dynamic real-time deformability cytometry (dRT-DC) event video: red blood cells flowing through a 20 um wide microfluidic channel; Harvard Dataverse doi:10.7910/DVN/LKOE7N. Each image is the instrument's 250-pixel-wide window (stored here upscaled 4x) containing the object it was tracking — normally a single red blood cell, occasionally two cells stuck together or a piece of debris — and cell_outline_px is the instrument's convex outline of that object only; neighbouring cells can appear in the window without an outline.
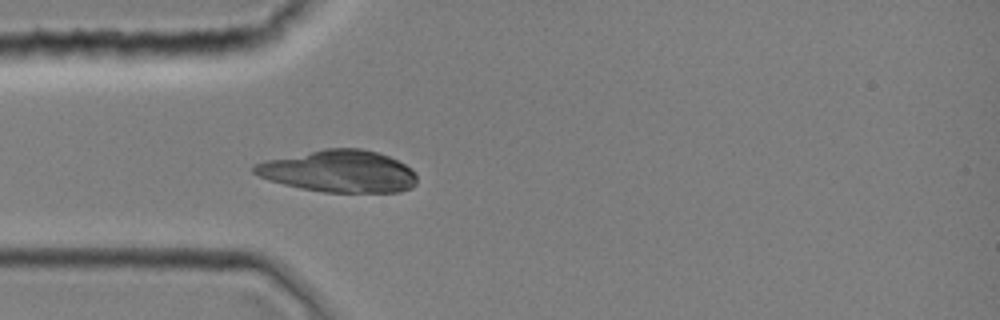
{"species": "common noctule bat (a hibernating species)", "species_latin": "Nyctalus noctula", "temperature_condition": "room temperature", "stored_images_in_passage": 31, "camera_frame_rate_fps": 3000, "um_per_image_px": 0.085, "animal": {"sex": "female", "body_mass_g": 19.0, "forearm_length_mm": 51.5}, "frame": {"image": 1, "passage_image": 5, "time_ms": 1.333, "image_size_px": [1000, 320], "cell_outline_px": [[416, 184], [412, 188], [400, 192], [324, 192], [300, 188], [268, 180], [252, 172], [252, 164], [264, 160], [324, 148], [360, 148], [376, 152], [388, 156], [412, 168], [416, 172]], "centroid_in_image_um": [28.8, 14.56], "position_along_channel_um": 56.2, "area_um2": 40.11}}
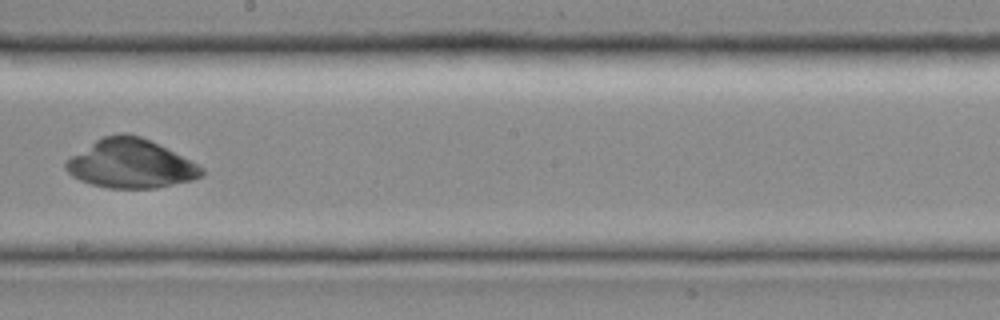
{"frame": {"image": 2, "passage_image": 16, "time_ms": 5.0, "image_size_px": [1000, 320], "cell_outline_px": [[204, 176], [192, 180], [156, 188], [108, 188], [92, 184], [80, 180], [72, 176], [64, 168], [64, 164], [72, 156], [96, 140], [104, 136], [120, 132], [128, 132], [140, 136], [204, 168]], "centroid_in_image_um": [11.09, 13.92], "position_along_channel_um": 237.1, "area_um2": 38.09}}
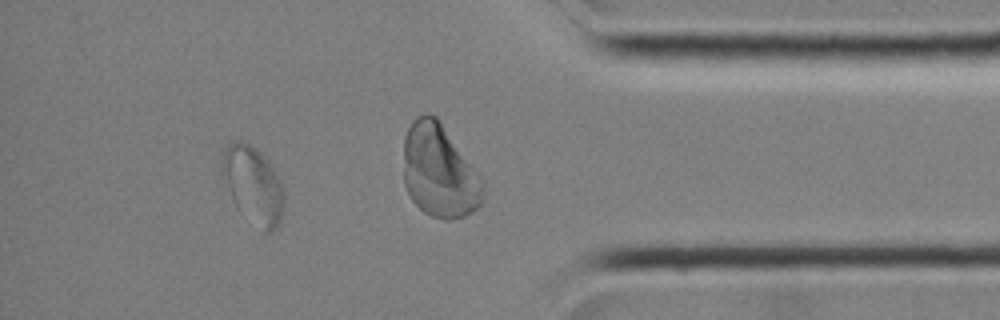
{"frame": {"image": 3, "passage_image": 26, "time_ms": 8.333, "image_size_px": [1000, 320], "cell_outline_px": [[284, 208], [280, 220], [276, 228], [272, 232], [264, 232], [236, 204], [232, 196], [220, 168], [220, 160], [224, 148], [228, 140], [240, 140], [256, 148], [260, 152], [276, 172], [284, 188]], "centroid_in_image_um": [21.52, 15.65], "position_along_channel_um": 413.7, "area_um2": 27.51}}